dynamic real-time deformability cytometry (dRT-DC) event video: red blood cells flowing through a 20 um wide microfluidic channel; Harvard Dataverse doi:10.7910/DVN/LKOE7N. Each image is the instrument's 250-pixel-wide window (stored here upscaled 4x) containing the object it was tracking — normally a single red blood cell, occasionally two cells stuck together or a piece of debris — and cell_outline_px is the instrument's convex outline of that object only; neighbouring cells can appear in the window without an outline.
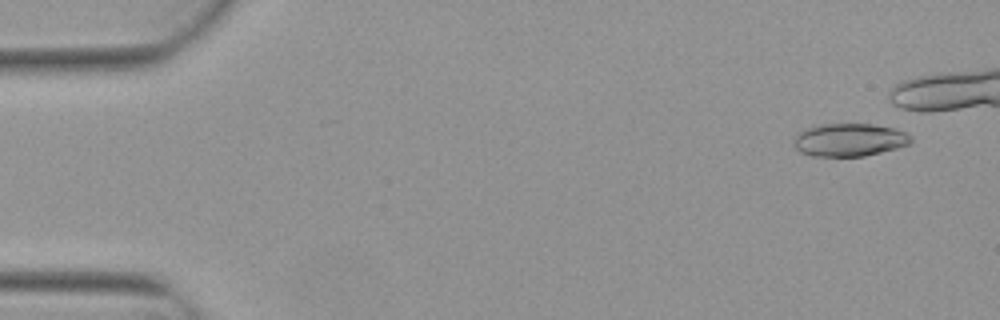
{"species": "Egyptian fruit bat (a non-hibernating species)", "species_latin": "Rousettus aegyptiacus", "temperature_condition": "warm", "stored_images_in_passage": 4, "segment_of_instrument_passage": [2, 2], "camera_frame_rate_fps": 3000, "um_per_image_px": 0.085, "animal": {"sex": "female"}, "frame": {"image": 1, "passage_image": 4, "time_ms": 1.0, "image_size_px": [1000, 320], "cell_outline_px": [[912, 144], [864, 156], [812, 156], [800, 152], [792, 144], [792, 140], [796, 132], [804, 128], [820, 124], [872, 124], [892, 128], [904, 132], [912, 136]], "centroid_in_image_um": [72.14, 11.88], "position_along_channel_um": 12.9, "area_um2": 22.72}}